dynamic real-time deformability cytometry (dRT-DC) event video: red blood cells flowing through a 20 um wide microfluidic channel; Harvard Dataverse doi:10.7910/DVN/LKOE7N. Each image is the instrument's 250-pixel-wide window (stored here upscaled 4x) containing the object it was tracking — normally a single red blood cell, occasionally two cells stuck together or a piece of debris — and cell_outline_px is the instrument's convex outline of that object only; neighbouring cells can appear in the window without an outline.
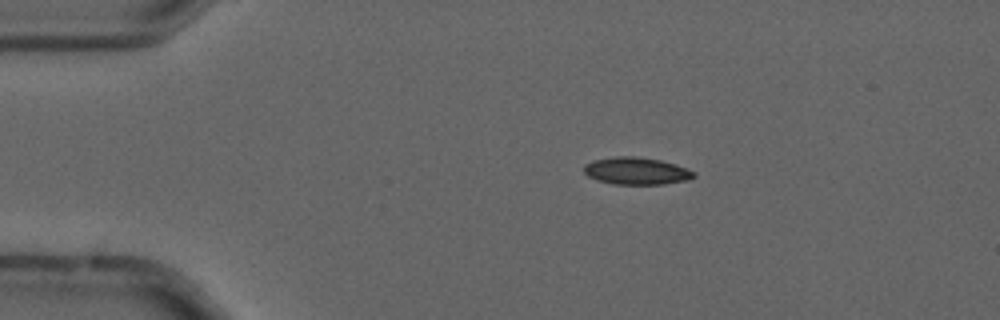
{"species": "common noctule bat (a hibernating species)", "species_latin": "Nyctalus noctula", "temperature_condition": "cold", "stored_images_in_passage": 5, "camera_frame_rate_fps": 3000, "um_per_image_px": 0.085, "animal": {"sex": "male", "forearm_length_mm": 52.5}, "frame": {"image": 1, "passage_image": 2, "time_ms": 0.333, "image_size_px": [1000, 320], "cell_outline_px": [[696, 176], [688, 180], [664, 184], [612, 184], [596, 180], [588, 176], [584, 172], [584, 164], [592, 160], [616, 156], [636, 156], [660, 160], [676, 164], [696, 172]], "centroid_in_image_um": [54.09, 14.53], "position_along_channel_um": 30.9, "area_um2": 17.63}}
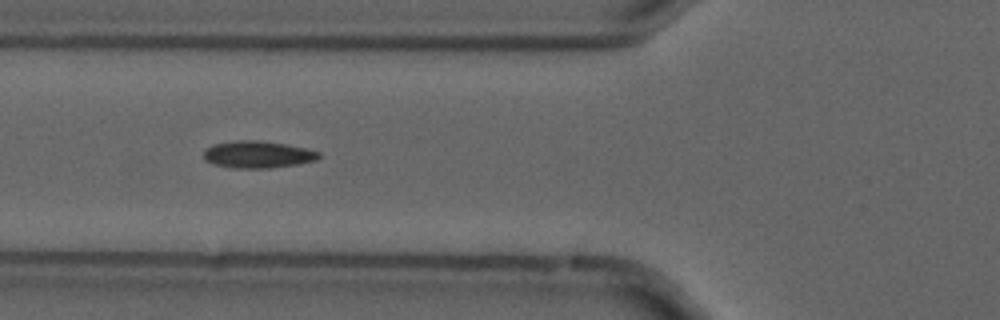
{"frame": {"image": 2, "passage_image": 5, "time_ms": 1.333, "image_size_px": [1000, 320], "cell_outline_px": [[324, 156], [316, 160], [300, 164], [272, 168], [236, 168], [212, 164], [204, 160], [204, 152], [208, 148], [216, 144], [236, 140], [256, 140], [284, 144], [308, 148], [320, 152]], "centroid_in_image_um": [21.98, 13.14], "position_along_channel_um": 103.8, "area_um2": 18.26}}